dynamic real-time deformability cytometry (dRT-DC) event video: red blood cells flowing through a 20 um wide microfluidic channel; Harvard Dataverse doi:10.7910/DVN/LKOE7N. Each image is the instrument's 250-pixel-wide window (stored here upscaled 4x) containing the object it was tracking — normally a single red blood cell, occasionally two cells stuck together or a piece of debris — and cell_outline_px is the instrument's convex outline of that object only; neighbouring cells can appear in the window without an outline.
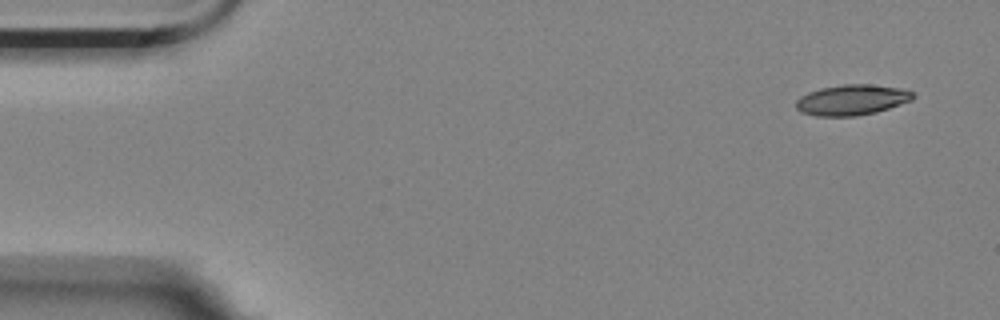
{"species": "Egyptian fruit bat (a non-hibernating species)", "species_latin": "Rousettus aegyptiacus", "temperature_condition": "room temperature", "stored_images_in_passage": 10, "camera_frame_rate_fps": 3000, "um_per_image_px": 0.085, "animal": {"sex": "female"}, "frame": {"image": 1, "passage_image": 1, "time_ms": 0.0, "image_size_px": [1000, 320], "cell_outline_px": [[916, 96], [912, 100], [876, 112], [856, 116], [816, 116], [800, 112], [796, 108], [796, 100], [800, 96], [808, 92], [820, 88], [844, 84], [868, 84], [900, 88], [912, 92]], "centroid_in_image_um": [72.38, 8.49], "position_along_channel_um": 12.6, "area_um2": 20.81}}
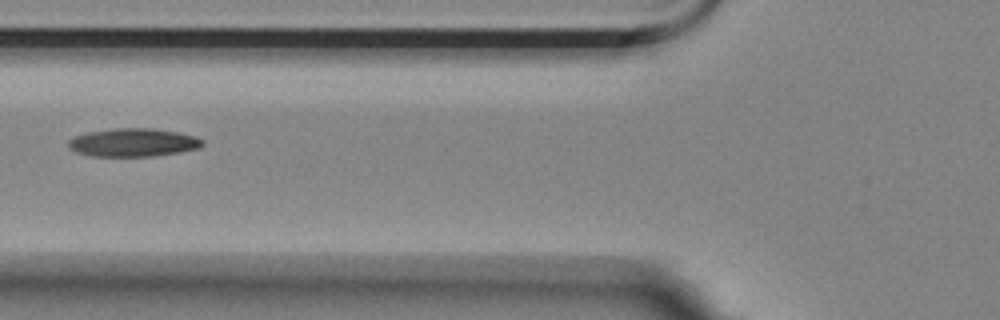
{"frame": {"image": 2, "passage_image": 6, "time_ms": 1.667, "image_size_px": [1000, 320], "cell_outline_px": [[204, 144], [200, 148], [180, 152], [152, 156], [92, 156], [76, 152], [68, 148], [68, 140], [76, 136], [88, 132], [116, 128], [152, 128], [176, 132], [196, 136], [204, 140]], "centroid_in_image_um": [11.34, 12.11], "position_along_channel_um": 114.5, "area_um2": 22.08}}
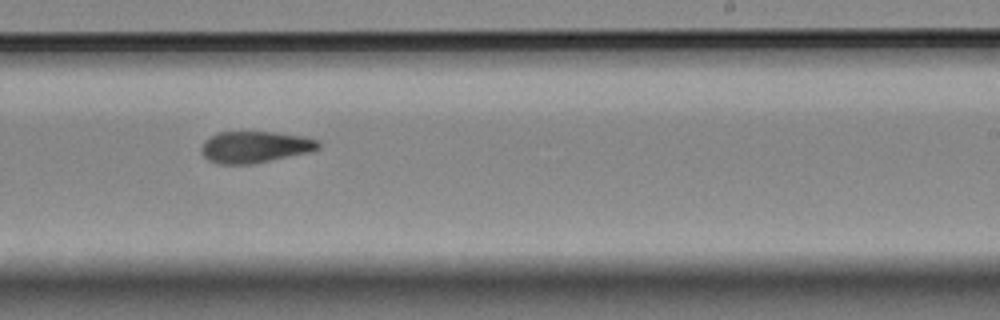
{"frame": {"image": 3, "passage_image": 10, "time_ms": 3.0, "image_size_px": [1000, 320], "cell_outline_px": [[320, 148], [312, 152], [252, 164], [216, 164], [208, 160], [200, 152], [200, 148], [204, 140], [216, 132], [276, 132], [304, 136], [320, 140]], "centroid_in_image_um": [21.68, 12.49], "position_along_channel_um": 267.3, "area_um2": 21.96}}